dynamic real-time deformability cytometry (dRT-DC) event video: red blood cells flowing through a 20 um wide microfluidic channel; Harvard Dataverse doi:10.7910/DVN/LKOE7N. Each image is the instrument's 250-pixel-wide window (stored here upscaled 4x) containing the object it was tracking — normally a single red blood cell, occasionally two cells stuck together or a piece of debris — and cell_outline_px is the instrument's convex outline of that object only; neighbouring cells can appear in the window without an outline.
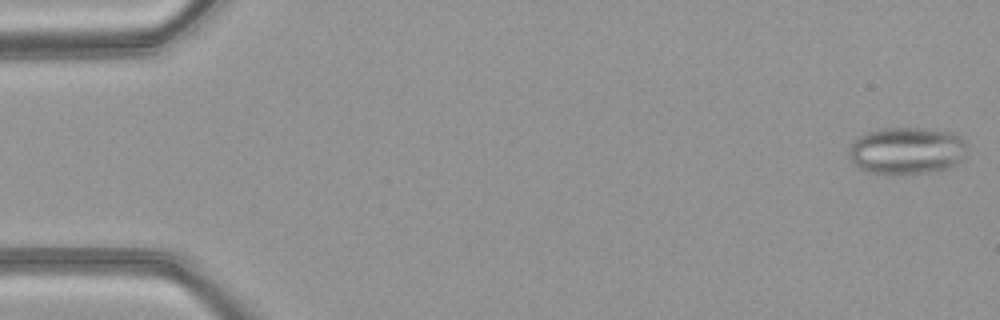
{"species": "common noctule bat (a hibernating species)", "species_latin": "Nyctalus noctula", "temperature_condition": "warm", "stored_images_in_passage": 9, "camera_frame_rate_fps": 3000, "um_per_image_px": 0.085, "animal": {"sex": "female", "body_mass_g": 21.9}, "frame": {"image": 1, "passage_image": 1, "time_ms": 0.0, "image_size_px": [1000, 320], "cell_outline_px": [[968, 152], [964, 160], [948, 168], [936, 172], [892, 176], [888, 176], [868, 172], [856, 168], [848, 156], [848, 152], [852, 140], [868, 132], [880, 128], [916, 128], [956, 132], [968, 140]], "centroid_in_image_um": [77.12, 12.84], "position_along_channel_um": 7.9, "area_um2": 33.99}}